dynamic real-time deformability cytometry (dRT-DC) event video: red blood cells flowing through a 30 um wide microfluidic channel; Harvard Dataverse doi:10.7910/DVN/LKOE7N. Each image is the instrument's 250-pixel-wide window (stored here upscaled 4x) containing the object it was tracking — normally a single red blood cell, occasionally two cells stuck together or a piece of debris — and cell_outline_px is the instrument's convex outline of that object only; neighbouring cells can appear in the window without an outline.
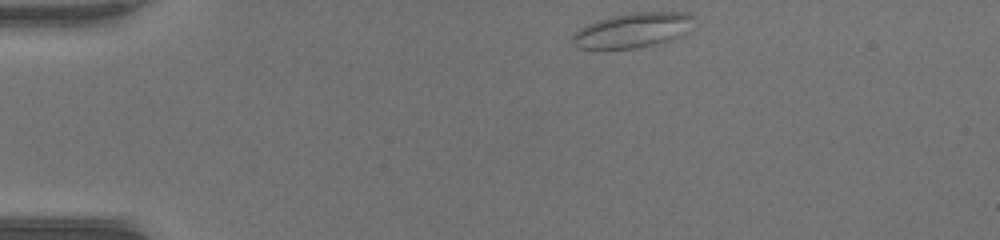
{"species": "common noctule bat (a hibernating species)", "species_latin": "Nyctalus noctula", "temperature_condition": "warm", "stored_images_in_passage": 42, "camera_frame_rate_fps": 3000, "um_per_image_px": 0.085, "animal": {"sex": "female", "body_mass_g": 17.0, "forearm_length_mm": 48.0}, "frame": {"image": 1, "passage_image": 1, "time_ms": 0.0, "image_size_px": [1000, 240], "cell_outline_px": [[696, 16], [688, 32], [684, 36], [664, 44], [636, 48], [580, 48], [572, 44], [572, 36], [580, 28], [596, 20], [612, 16], [632, 12], [688, 12]], "centroid_in_image_um": [53.89, 2.57], "position_along_channel_um": 31.1, "area_um2": 25.14}}
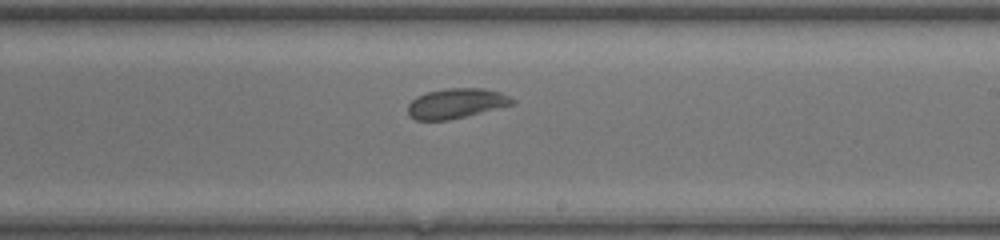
{"frame": {"image": 2, "passage_image": 22, "time_ms": 7.0, "image_size_px": [1000, 240], "cell_outline_px": [[516, 100], [512, 104], [448, 120], [416, 120], [408, 116], [408, 104], [416, 96], [428, 92], [444, 88], [484, 88], [500, 92]], "centroid_in_image_um": [38.72, 8.78], "position_along_channel_um": 250.3, "area_um2": 18.03}}
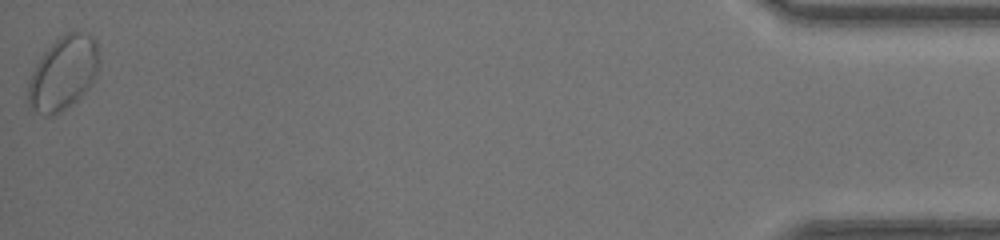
{"frame": {"image": 3, "passage_image": 42, "time_ms": 13.667, "image_size_px": [1000, 240], "cell_outline_px": [[100, 64], [96, 76], [88, 88], [76, 100], [60, 112], [48, 116], [44, 116], [36, 112], [28, 104], [28, 80], [40, 56], [60, 36], [68, 32], [88, 32], [96, 40]], "centroid_in_image_um": [5.38, 6.2], "position_along_channel_um": 429.8, "area_um2": 30.52}, "authors_computed_cell_mechanics": {"area_um2": 19.2763, "velocity_mm_per_s": 4.0883, "shape_relaxation_time_tau1_ms": null, "shape_relaxation_time_tau2_ms": 1.6696, "deformation_change_tau1": null, "deformation_change_tau2": 0.0468}}